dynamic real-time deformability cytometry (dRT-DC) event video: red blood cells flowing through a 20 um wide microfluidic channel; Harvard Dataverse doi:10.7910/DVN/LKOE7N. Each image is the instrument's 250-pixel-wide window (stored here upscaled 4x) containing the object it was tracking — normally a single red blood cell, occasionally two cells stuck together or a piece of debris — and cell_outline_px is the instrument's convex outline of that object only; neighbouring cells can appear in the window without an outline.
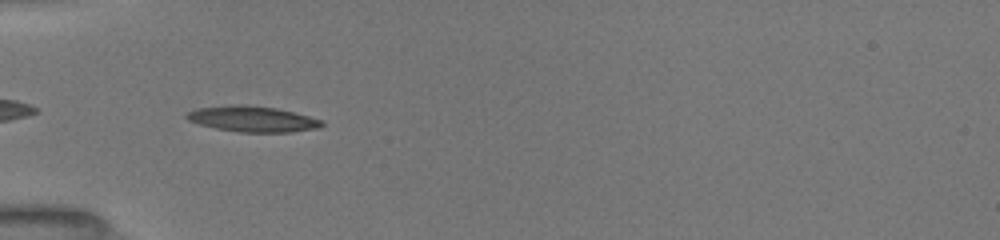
{"species": "common noctule bat (a hibernating species)", "species_latin": "Nyctalus noctula", "temperature_condition": "room temperature", "stored_images_in_passage": 17, "camera_frame_rate_fps": 3000, "um_per_image_px": 0.085, "animal": {"sex": "female", "body_mass_g": 19.5, "forearm_length_mm": 54.1}, "frame": {"image": 1, "passage_image": 4, "time_ms": 1.333, "image_size_px": [1000, 240], "cell_outline_px": [[324, 124], [320, 128], [292, 132], [240, 132], [216, 128], [200, 124], [188, 120], [184, 116], [188, 112], [196, 108], [232, 104], [244, 104], [276, 108], [324, 120]], "centroid_in_image_um": [21.47, 10.11], "position_along_channel_um": 63.5, "area_um2": 20.35}}
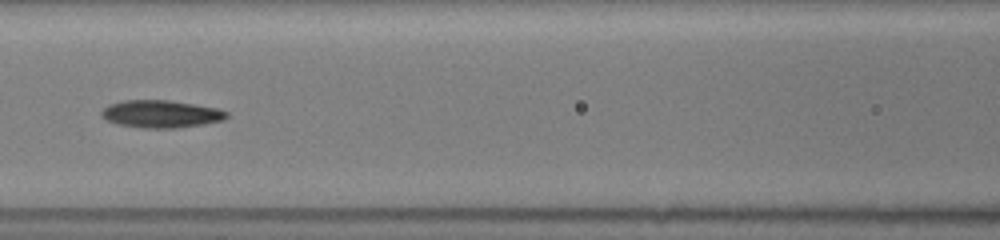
{"frame": {"image": 2, "passage_image": 8, "time_ms": 3.667, "image_size_px": [1000, 240], "cell_outline_px": [[228, 116], [224, 120], [204, 124], [176, 128], [144, 128], [116, 124], [100, 116], [100, 112], [108, 104], [124, 100], [168, 100], [216, 108], [228, 112]], "centroid_in_image_um": [13.66, 9.69], "position_along_channel_um": 152.9, "area_um2": 20.06}}
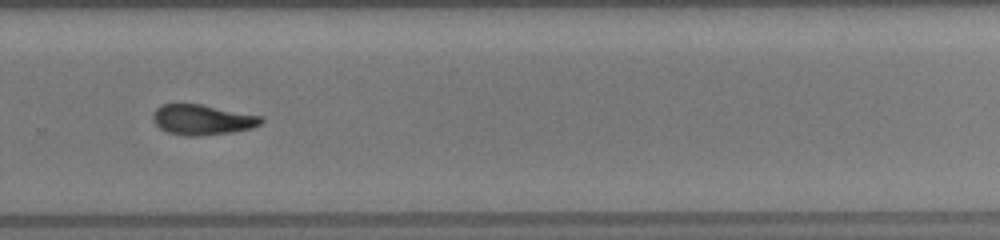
{"frame": {"image": 3, "passage_image": 16, "time_ms": 7.667, "image_size_px": [1000, 240], "cell_outline_px": [[264, 120], [260, 124], [252, 128], [232, 132], [192, 136], [188, 136], [168, 132], [160, 128], [152, 120], [152, 116], [156, 108], [160, 104], [200, 104], [264, 116]], "centroid_in_image_um": [17.21, 10.16], "position_along_channel_um": 312.6, "area_um2": 19.07}}